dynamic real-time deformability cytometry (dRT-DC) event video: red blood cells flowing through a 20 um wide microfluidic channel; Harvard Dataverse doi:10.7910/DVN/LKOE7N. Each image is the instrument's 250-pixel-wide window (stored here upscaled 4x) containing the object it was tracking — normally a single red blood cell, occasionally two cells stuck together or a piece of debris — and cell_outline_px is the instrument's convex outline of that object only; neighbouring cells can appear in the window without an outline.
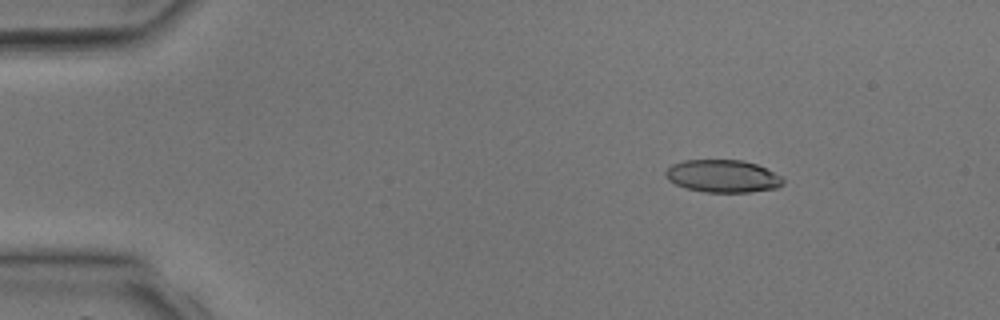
{"species": "common noctule bat (a hibernating species)", "species_latin": "Nyctalus noctula", "temperature_condition": "room temperature", "stored_images_in_passage": 3, "camera_frame_rate_fps": 3000, "um_per_image_px": 0.085, "animal": {"sex": "male", "body_mass_g": 17.9, "forearm_length_mm": 54.2}, "frame": {"image": 1, "passage_image": 1, "time_ms": 0.0, "image_size_px": [1000, 320], "cell_outline_px": [[784, 184], [776, 188], [748, 192], [704, 192], [688, 188], [676, 184], [668, 180], [664, 176], [664, 172], [672, 164], [684, 160], [740, 160], [756, 164], [780, 176], [784, 180]], "centroid_in_image_um": [61.4, 14.97], "position_along_channel_um": 23.6, "area_um2": 22.14}}
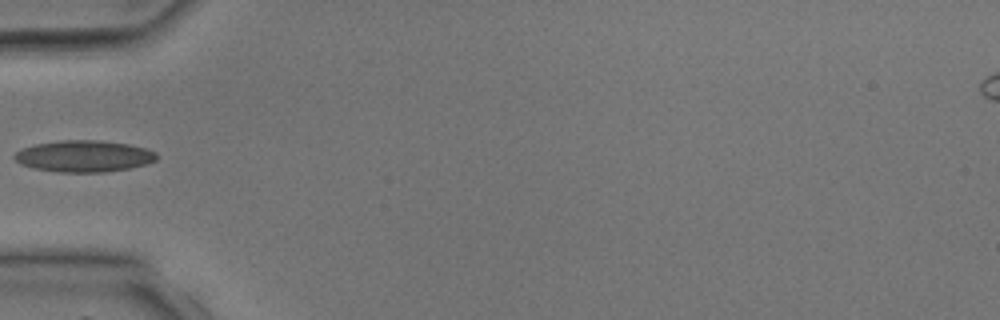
{"frame": {"image": 2, "passage_image": 3, "time_ms": 2.667, "image_size_px": [1000, 320], "cell_outline_px": [[156, 160], [148, 164], [128, 168], [104, 172], [56, 172], [36, 168], [20, 164], [12, 156], [16, 152], [24, 148], [36, 144], [60, 140], [100, 140], [128, 144], [144, 148], [156, 152]], "centroid_in_image_um": [7.14, 13.27], "position_along_channel_um": 77.9, "area_um2": 26.01}}